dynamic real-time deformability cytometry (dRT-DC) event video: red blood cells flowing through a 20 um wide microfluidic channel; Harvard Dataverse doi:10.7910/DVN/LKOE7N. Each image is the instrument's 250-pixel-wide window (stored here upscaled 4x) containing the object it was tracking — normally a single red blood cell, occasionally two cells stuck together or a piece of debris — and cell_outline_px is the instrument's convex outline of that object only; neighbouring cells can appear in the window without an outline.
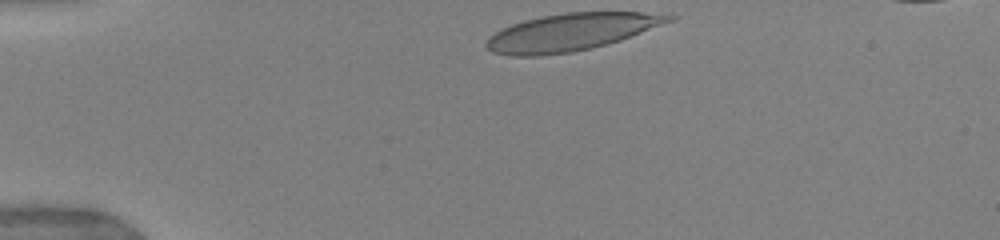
{"species": "human", "species_latin": "Homo sapiens", "temperature_condition": "warm", "stored_images_in_passage": 20, "camera_frame_rate_fps": 3000, "um_per_image_px": 0.085, "donor": {"sex": "female"}, "frame": {"image": 1, "passage_image": 1, "time_ms": 0.0, "image_size_px": [1000, 240], "cell_outline_px": [[680, 16], [676, 20], [620, 40], [592, 48], [572, 52], [540, 56], [508, 56], [492, 52], [484, 44], [488, 36], [512, 24], [524, 20], [540, 16], [568, 12], [672, 12]], "centroid_in_image_um": [48.63, 2.71], "position_along_channel_um": 36.4, "area_um2": 40.23}}